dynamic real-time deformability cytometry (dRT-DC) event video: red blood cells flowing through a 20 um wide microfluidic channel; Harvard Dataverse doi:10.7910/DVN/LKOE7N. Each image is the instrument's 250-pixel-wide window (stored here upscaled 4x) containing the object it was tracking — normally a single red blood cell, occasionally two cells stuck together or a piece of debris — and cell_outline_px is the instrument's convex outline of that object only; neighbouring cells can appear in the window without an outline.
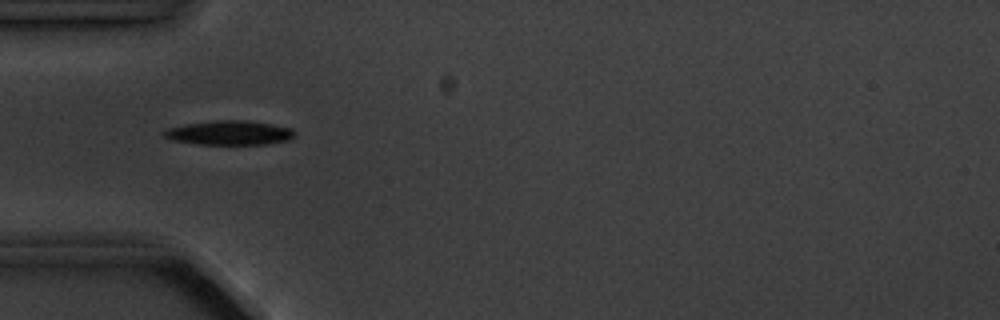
{"species": "common noctule bat (a hibernating species)", "species_latin": "Nyctalus noctula", "temperature_condition": "cold", "stored_images_in_passage": 5, "camera_frame_rate_fps": 3000, "um_per_image_px": 0.085, "animal": {"sex": "male", "body_mass_g": 20.1, "forearm_length_mm": 53.5}, "frame": {"image": 1, "passage_image": 4, "time_ms": 3.333, "image_size_px": [1000, 320], "cell_outline_px": [[292, 136], [288, 140], [264, 144], [200, 144], [172, 140], [164, 136], [160, 132], [168, 128], [184, 124], [216, 120], [244, 120], [272, 124], [292, 128]], "centroid_in_image_um": [19.43, 11.28], "position_along_channel_um": 65.6, "area_um2": 18.32}}